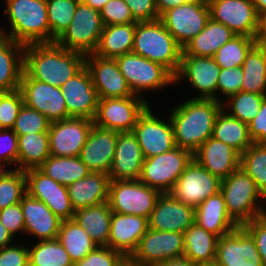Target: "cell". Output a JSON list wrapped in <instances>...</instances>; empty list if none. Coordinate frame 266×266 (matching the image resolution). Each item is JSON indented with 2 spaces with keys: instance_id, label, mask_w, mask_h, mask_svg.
Masks as SVG:
<instances>
[{
  "instance_id": "a7ac6f4b",
  "label": "cell",
  "mask_w": 266,
  "mask_h": 266,
  "mask_svg": "<svg viewBox=\"0 0 266 266\" xmlns=\"http://www.w3.org/2000/svg\"><path fill=\"white\" fill-rule=\"evenodd\" d=\"M3 167H6V165L0 161V180L12 171V169L6 170V168L3 169Z\"/></svg>"
},
{
  "instance_id": "7dc6e473",
  "label": "cell",
  "mask_w": 266,
  "mask_h": 266,
  "mask_svg": "<svg viewBox=\"0 0 266 266\" xmlns=\"http://www.w3.org/2000/svg\"><path fill=\"white\" fill-rule=\"evenodd\" d=\"M50 123L43 114L23 104L12 130L17 135L48 132Z\"/></svg>"
},
{
  "instance_id": "bcb514c9",
  "label": "cell",
  "mask_w": 266,
  "mask_h": 266,
  "mask_svg": "<svg viewBox=\"0 0 266 266\" xmlns=\"http://www.w3.org/2000/svg\"><path fill=\"white\" fill-rule=\"evenodd\" d=\"M27 193L24 171L12 169L0 180V210L21 202Z\"/></svg>"
},
{
  "instance_id": "e7e4bbea",
  "label": "cell",
  "mask_w": 266,
  "mask_h": 266,
  "mask_svg": "<svg viewBox=\"0 0 266 266\" xmlns=\"http://www.w3.org/2000/svg\"><path fill=\"white\" fill-rule=\"evenodd\" d=\"M86 5L92 7L95 10L101 11L104 7V5L109 0H82Z\"/></svg>"
},
{
  "instance_id": "6da1fadb",
  "label": "cell",
  "mask_w": 266,
  "mask_h": 266,
  "mask_svg": "<svg viewBox=\"0 0 266 266\" xmlns=\"http://www.w3.org/2000/svg\"><path fill=\"white\" fill-rule=\"evenodd\" d=\"M85 57L56 42L29 44L24 50V71L32 79L61 87L85 66Z\"/></svg>"
},
{
  "instance_id": "2644e50d",
  "label": "cell",
  "mask_w": 266,
  "mask_h": 266,
  "mask_svg": "<svg viewBox=\"0 0 266 266\" xmlns=\"http://www.w3.org/2000/svg\"><path fill=\"white\" fill-rule=\"evenodd\" d=\"M196 266H218V265L215 262H213V263L196 264Z\"/></svg>"
},
{
  "instance_id": "6f0895ef",
  "label": "cell",
  "mask_w": 266,
  "mask_h": 266,
  "mask_svg": "<svg viewBox=\"0 0 266 266\" xmlns=\"http://www.w3.org/2000/svg\"><path fill=\"white\" fill-rule=\"evenodd\" d=\"M0 266H29L28 247L11 244L0 248Z\"/></svg>"
},
{
  "instance_id": "9c48e42d",
  "label": "cell",
  "mask_w": 266,
  "mask_h": 266,
  "mask_svg": "<svg viewBox=\"0 0 266 266\" xmlns=\"http://www.w3.org/2000/svg\"><path fill=\"white\" fill-rule=\"evenodd\" d=\"M160 195L139 180L110 181L108 204L112 212L149 219Z\"/></svg>"
},
{
  "instance_id": "11a10c76",
  "label": "cell",
  "mask_w": 266,
  "mask_h": 266,
  "mask_svg": "<svg viewBox=\"0 0 266 266\" xmlns=\"http://www.w3.org/2000/svg\"><path fill=\"white\" fill-rule=\"evenodd\" d=\"M124 2L129 6L136 22L160 19L155 0H124Z\"/></svg>"
},
{
  "instance_id": "f5cc1de1",
  "label": "cell",
  "mask_w": 266,
  "mask_h": 266,
  "mask_svg": "<svg viewBox=\"0 0 266 266\" xmlns=\"http://www.w3.org/2000/svg\"><path fill=\"white\" fill-rule=\"evenodd\" d=\"M18 136L12 129L0 130V161L17 165Z\"/></svg>"
},
{
  "instance_id": "f546056e",
  "label": "cell",
  "mask_w": 266,
  "mask_h": 266,
  "mask_svg": "<svg viewBox=\"0 0 266 266\" xmlns=\"http://www.w3.org/2000/svg\"><path fill=\"white\" fill-rule=\"evenodd\" d=\"M195 223L218 237L229 234L239 227L227 213L221 191L208 197L195 208Z\"/></svg>"
},
{
  "instance_id": "9a60e30c",
  "label": "cell",
  "mask_w": 266,
  "mask_h": 266,
  "mask_svg": "<svg viewBox=\"0 0 266 266\" xmlns=\"http://www.w3.org/2000/svg\"><path fill=\"white\" fill-rule=\"evenodd\" d=\"M20 91L24 104L43 114L50 122L67 119V108L61 88L32 79L23 71Z\"/></svg>"
},
{
  "instance_id": "94428289",
  "label": "cell",
  "mask_w": 266,
  "mask_h": 266,
  "mask_svg": "<svg viewBox=\"0 0 266 266\" xmlns=\"http://www.w3.org/2000/svg\"><path fill=\"white\" fill-rule=\"evenodd\" d=\"M189 0H155L156 8L159 16H161L165 11L185 4Z\"/></svg>"
},
{
  "instance_id": "9f6ffc18",
  "label": "cell",
  "mask_w": 266,
  "mask_h": 266,
  "mask_svg": "<svg viewBox=\"0 0 266 266\" xmlns=\"http://www.w3.org/2000/svg\"><path fill=\"white\" fill-rule=\"evenodd\" d=\"M242 227L254 239L263 264L266 266V219L264 217L253 219Z\"/></svg>"
},
{
  "instance_id": "2e32d148",
  "label": "cell",
  "mask_w": 266,
  "mask_h": 266,
  "mask_svg": "<svg viewBox=\"0 0 266 266\" xmlns=\"http://www.w3.org/2000/svg\"><path fill=\"white\" fill-rule=\"evenodd\" d=\"M27 193L44 202L62 221L74 217L67 186L61 185L44 174L39 168L24 171Z\"/></svg>"
},
{
  "instance_id": "7a4b0ae2",
  "label": "cell",
  "mask_w": 266,
  "mask_h": 266,
  "mask_svg": "<svg viewBox=\"0 0 266 266\" xmlns=\"http://www.w3.org/2000/svg\"><path fill=\"white\" fill-rule=\"evenodd\" d=\"M223 103L215 99L189 98L172 109L170 120L177 147L192 154L212 137L216 118Z\"/></svg>"
},
{
  "instance_id": "816d5d0a",
  "label": "cell",
  "mask_w": 266,
  "mask_h": 266,
  "mask_svg": "<svg viewBox=\"0 0 266 266\" xmlns=\"http://www.w3.org/2000/svg\"><path fill=\"white\" fill-rule=\"evenodd\" d=\"M243 71L242 67L221 69L218 82L217 92L228 98L240 91H242Z\"/></svg>"
},
{
  "instance_id": "5b68a950",
  "label": "cell",
  "mask_w": 266,
  "mask_h": 266,
  "mask_svg": "<svg viewBox=\"0 0 266 266\" xmlns=\"http://www.w3.org/2000/svg\"><path fill=\"white\" fill-rule=\"evenodd\" d=\"M220 191L227 213L238 226L262 217L265 207L258 201L262 198L265 200V197L258 190L254 180L241 167L221 180Z\"/></svg>"
},
{
  "instance_id": "6125c7cd",
  "label": "cell",
  "mask_w": 266,
  "mask_h": 266,
  "mask_svg": "<svg viewBox=\"0 0 266 266\" xmlns=\"http://www.w3.org/2000/svg\"><path fill=\"white\" fill-rule=\"evenodd\" d=\"M156 266H196L194 262L186 258L184 255L165 260Z\"/></svg>"
},
{
  "instance_id": "5bb4252c",
  "label": "cell",
  "mask_w": 266,
  "mask_h": 266,
  "mask_svg": "<svg viewBox=\"0 0 266 266\" xmlns=\"http://www.w3.org/2000/svg\"><path fill=\"white\" fill-rule=\"evenodd\" d=\"M133 133L137 137L144 159L177 147L170 117L167 122L159 119L151 112L150 106L138 117Z\"/></svg>"
},
{
  "instance_id": "74e56055",
  "label": "cell",
  "mask_w": 266,
  "mask_h": 266,
  "mask_svg": "<svg viewBox=\"0 0 266 266\" xmlns=\"http://www.w3.org/2000/svg\"><path fill=\"white\" fill-rule=\"evenodd\" d=\"M39 169L64 186L73 184L91 173L88 166L79 156L61 157L50 155Z\"/></svg>"
},
{
  "instance_id": "d6986e66",
  "label": "cell",
  "mask_w": 266,
  "mask_h": 266,
  "mask_svg": "<svg viewBox=\"0 0 266 266\" xmlns=\"http://www.w3.org/2000/svg\"><path fill=\"white\" fill-rule=\"evenodd\" d=\"M214 262L218 266H264L254 239L242 226L218 238Z\"/></svg>"
},
{
  "instance_id": "ac0fdd59",
  "label": "cell",
  "mask_w": 266,
  "mask_h": 266,
  "mask_svg": "<svg viewBox=\"0 0 266 266\" xmlns=\"http://www.w3.org/2000/svg\"><path fill=\"white\" fill-rule=\"evenodd\" d=\"M220 71L221 68L213 57L187 55L182 50L180 69L174 76L175 83H179L185 77L184 79L201 94L194 98L215 99L223 103L216 94Z\"/></svg>"
},
{
  "instance_id": "44dd1931",
  "label": "cell",
  "mask_w": 266,
  "mask_h": 266,
  "mask_svg": "<svg viewBox=\"0 0 266 266\" xmlns=\"http://www.w3.org/2000/svg\"><path fill=\"white\" fill-rule=\"evenodd\" d=\"M210 18L234 34L255 37L258 13L252 0H217L209 6Z\"/></svg>"
},
{
  "instance_id": "836d02e7",
  "label": "cell",
  "mask_w": 266,
  "mask_h": 266,
  "mask_svg": "<svg viewBox=\"0 0 266 266\" xmlns=\"http://www.w3.org/2000/svg\"><path fill=\"white\" fill-rule=\"evenodd\" d=\"M112 210L108 202L74 212L73 219L85 229L97 246H108Z\"/></svg>"
},
{
  "instance_id": "3957f363",
  "label": "cell",
  "mask_w": 266,
  "mask_h": 266,
  "mask_svg": "<svg viewBox=\"0 0 266 266\" xmlns=\"http://www.w3.org/2000/svg\"><path fill=\"white\" fill-rule=\"evenodd\" d=\"M10 33L0 27V35L24 46L50 43L46 0H5Z\"/></svg>"
},
{
  "instance_id": "91938a15",
  "label": "cell",
  "mask_w": 266,
  "mask_h": 266,
  "mask_svg": "<svg viewBox=\"0 0 266 266\" xmlns=\"http://www.w3.org/2000/svg\"><path fill=\"white\" fill-rule=\"evenodd\" d=\"M254 38L256 44L266 46V11L258 13V28Z\"/></svg>"
},
{
  "instance_id": "ba28073f",
  "label": "cell",
  "mask_w": 266,
  "mask_h": 266,
  "mask_svg": "<svg viewBox=\"0 0 266 266\" xmlns=\"http://www.w3.org/2000/svg\"><path fill=\"white\" fill-rule=\"evenodd\" d=\"M192 159L193 154L180 147L146 158L143 161L139 181L161 194L169 193Z\"/></svg>"
},
{
  "instance_id": "4316f807",
  "label": "cell",
  "mask_w": 266,
  "mask_h": 266,
  "mask_svg": "<svg viewBox=\"0 0 266 266\" xmlns=\"http://www.w3.org/2000/svg\"><path fill=\"white\" fill-rule=\"evenodd\" d=\"M193 159L221 180L240 167V154L224 142L210 137L194 153Z\"/></svg>"
},
{
  "instance_id": "7402d4cb",
  "label": "cell",
  "mask_w": 266,
  "mask_h": 266,
  "mask_svg": "<svg viewBox=\"0 0 266 266\" xmlns=\"http://www.w3.org/2000/svg\"><path fill=\"white\" fill-rule=\"evenodd\" d=\"M85 66L90 72L99 99L134 95L121 74L116 59L102 58L91 53L85 57Z\"/></svg>"
},
{
  "instance_id": "7c38bea8",
  "label": "cell",
  "mask_w": 266,
  "mask_h": 266,
  "mask_svg": "<svg viewBox=\"0 0 266 266\" xmlns=\"http://www.w3.org/2000/svg\"><path fill=\"white\" fill-rule=\"evenodd\" d=\"M209 19V6L197 0H189L160 16L166 29L182 48L205 28Z\"/></svg>"
},
{
  "instance_id": "b9f144b4",
  "label": "cell",
  "mask_w": 266,
  "mask_h": 266,
  "mask_svg": "<svg viewBox=\"0 0 266 266\" xmlns=\"http://www.w3.org/2000/svg\"><path fill=\"white\" fill-rule=\"evenodd\" d=\"M255 44L254 37L236 35L217 50L213 59L221 69L242 67L247 53Z\"/></svg>"
},
{
  "instance_id": "7bdbcfd3",
  "label": "cell",
  "mask_w": 266,
  "mask_h": 266,
  "mask_svg": "<svg viewBox=\"0 0 266 266\" xmlns=\"http://www.w3.org/2000/svg\"><path fill=\"white\" fill-rule=\"evenodd\" d=\"M240 167L266 197V143H253L240 155Z\"/></svg>"
},
{
  "instance_id": "8fae6325",
  "label": "cell",
  "mask_w": 266,
  "mask_h": 266,
  "mask_svg": "<svg viewBox=\"0 0 266 266\" xmlns=\"http://www.w3.org/2000/svg\"><path fill=\"white\" fill-rule=\"evenodd\" d=\"M220 189L221 179L192 159L169 194L174 199L195 209L205 199L217 194Z\"/></svg>"
},
{
  "instance_id": "60d3db41",
  "label": "cell",
  "mask_w": 266,
  "mask_h": 266,
  "mask_svg": "<svg viewBox=\"0 0 266 266\" xmlns=\"http://www.w3.org/2000/svg\"><path fill=\"white\" fill-rule=\"evenodd\" d=\"M29 247V266H74L58 239L39 241Z\"/></svg>"
},
{
  "instance_id": "484cf974",
  "label": "cell",
  "mask_w": 266,
  "mask_h": 266,
  "mask_svg": "<svg viewBox=\"0 0 266 266\" xmlns=\"http://www.w3.org/2000/svg\"><path fill=\"white\" fill-rule=\"evenodd\" d=\"M144 157L133 132H118L110 181L139 180Z\"/></svg>"
},
{
  "instance_id": "1f68e13d",
  "label": "cell",
  "mask_w": 266,
  "mask_h": 266,
  "mask_svg": "<svg viewBox=\"0 0 266 266\" xmlns=\"http://www.w3.org/2000/svg\"><path fill=\"white\" fill-rule=\"evenodd\" d=\"M234 36L236 34L227 26L210 18L205 28L185 45L183 51L187 55L213 57L217 50Z\"/></svg>"
},
{
  "instance_id": "681fc988",
  "label": "cell",
  "mask_w": 266,
  "mask_h": 266,
  "mask_svg": "<svg viewBox=\"0 0 266 266\" xmlns=\"http://www.w3.org/2000/svg\"><path fill=\"white\" fill-rule=\"evenodd\" d=\"M104 26L136 23L124 0H109L100 11Z\"/></svg>"
},
{
  "instance_id": "277c9868",
  "label": "cell",
  "mask_w": 266,
  "mask_h": 266,
  "mask_svg": "<svg viewBox=\"0 0 266 266\" xmlns=\"http://www.w3.org/2000/svg\"><path fill=\"white\" fill-rule=\"evenodd\" d=\"M182 50L160 19L136 22L133 53L162 64L175 76L180 69Z\"/></svg>"
},
{
  "instance_id": "8992f818",
  "label": "cell",
  "mask_w": 266,
  "mask_h": 266,
  "mask_svg": "<svg viewBox=\"0 0 266 266\" xmlns=\"http://www.w3.org/2000/svg\"><path fill=\"white\" fill-rule=\"evenodd\" d=\"M103 29L100 11L80 0L69 27L55 42L67 50L91 54L98 47Z\"/></svg>"
},
{
  "instance_id": "cb8c5ba5",
  "label": "cell",
  "mask_w": 266,
  "mask_h": 266,
  "mask_svg": "<svg viewBox=\"0 0 266 266\" xmlns=\"http://www.w3.org/2000/svg\"><path fill=\"white\" fill-rule=\"evenodd\" d=\"M118 132L93 124L79 158L91 172L108 174L113 163Z\"/></svg>"
},
{
  "instance_id": "603a6c76",
  "label": "cell",
  "mask_w": 266,
  "mask_h": 266,
  "mask_svg": "<svg viewBox=\"0 0 266 266\" xmlns=\"http://www.w3.org/2000/svg\"><path fill=\"white\" fill-rule=\"evenodd\" d=\"M194 222L195 209L174 199L169 193L158 197L148 219L151 229L180 233H184Z\"/></svg>"
},
{
  "instance_id": "8d00e7d4",
  "label": "cell",
  "mask_w": 266,
  "mask_h": 266,
  "mask_svg": "<svg viewBox=\"0 0 266 266\" xmlns=\"http://www.w3.org/2000/svg\"><path fill=\"white\" fill-rule=\"evenodd\" d=\"M225 110L227 106L223 105V109L216 118L212 137L231 146L241 155L253 144L248 125L230 116Z\"/></svg>"
},
{
  "instance_id": "30bf717a",
  "label": "cell",
  "mask_w": 266,
  "mask_h": 266,
  "mask_svg": "<svg viewBox=\"0 0 266 266\" xmlns=\"http://www.w3.org/2000/svg\"><path fill=\"white\" fill-rule=\"evenodd\" d=\"M148 106L143 95L99 99L93 123L117 132H133L138 117Z\"/></svg>"
},
{
  "instance_id": "003e7915",
  "label": "cell",
  "mask_w": 266,
  "mask_h": 266,
  "mask_svg": "<svg viewBox=\"0 0 266 266\" xmlns=\"http://www.w3.org/2000/svg\"><path fill=\"white\" fill-rule=\"evenodd\" d=\"M255 5L257 13L266 11V0H252Z\"/></svg>"
},
{
  "instance_id": "e575fe53",
  "label": "cell",
  "mask_w": 266,
  "mask_h": 266,
  "mask_svg": "<svg viewBox=\"0 0 266 266\" xmlns=\"http://www.w3.org/2000/svg\"><path fill=\"white\" fill-rule=\"evenodd\" d=\"M218 236L193 223L184 232V256L195 264L213 263Z\"/></svg>"
},
{
  "instance_id": "8c879c8a",
  "label": "cell",
  "mask_w": 266,
  "mask_h": 266,
  "mask_svg": "<svg viewBox=\"0 0 266 266\" xmlns=\"http://www.w3.org/2000/svg\"><path fill=\"white\" fill-rule=\"evenodd\" d=\"M265 201H266V197H265ZM262 217H264V218L266 219V208H264V210H263V215H262Z\"/></svg>"
},
{
  "instance_id": "f1b7e54d",
  "label": "cell",
  "mask_w": 266,
  "mask_h": 266,
  "mask_svg": "<svg viewBox=\"0 0 266 266\" xmlns=\"http://www.w3.org/2000/svg\"><path fill=\"white\" fill-rule=\"evenodd\" d=\"M110 178L108 174L91 172L67 186L74 211L108 202Z\"/></svg>"
},
{
  "instance_id": "be15d7a7",
  "label": "cell",
  "mask_w": 266,
  "mask_h": 266,
  "mask_svg": "<svg viewBox=\"0 0 266 266\" xmlns=\"http://www.w3.org/2000/svg\"><path fill=\"white\" fill-rule=\"evenodd\" d=\"M13 239L11 233L0 222V248L11 245Z\"/></svg>"
},
{
  "instance_id": "f6af8a7d",
  "label": "cell",
  "mask_w": 266,
  "mask_h": 266,
  "mask_svg": "<svg viewBox=\"0 0 266 266\" xmlns=\"http://www.w3.org/2000/svg\"><path fill=\"white\" fill-rule=\"evenodd\" d=\"M265 95L240 91L223 102L229 105L226 112L247 125L256 117ZM230 112V113H229Z\"/></svg>"
},
{
  "instance_id": "89a4df30",
  "label": "cell",
  "mask_w": 266,
  "mask_h": 266,
  "mask_svg": "<svg viewBox=\"0 0 266 266\" xmlns=\"http://www.w3.org/2000/svg\"><path fill=\"white\" fill-rule=\"evenodd\" d=\"M199 3L210 6L212 3L216 2L217 0H197Z\"/></svg>"
},
{
  "instance_id": "83f0119b",
  "label": "cell",
  "mask_w": 266,
  "mask_h": 266,
  "mask_svg": "<svg viewBox=\"0 0 266 266\" xmlns=\"http://www.w3.org/2000/svg\"><path fill=\"white\" fill-rule=\"evenodd\" d=\"M25 233L36 236L39 241L58 238L62 222L47 205L26 193L21 202Z\"/></svg>"
},
{
  "instance_id": "4dcf8cb0",
  "label": "cell",
  "mask_w": 266,
  "mask_h": 266,
  "mask_svg": "<svg viewBox=\"0 0 266 266\" xmlns=\"http://www.w3.org/2000/svg\"><path fill=\"white\" fill-rule=\"evenodd\" d=\"M25 46L0 35V92L20 88Z\"/></svg>"
},
{
  "instance_id": "db71d44e",
  "label": "cell",
  "mask_w": 266,
  "mask_h": 266,
  "mask_svg": "<svg viewBox=\"0 0 266 266\" xmlns=\"http://www.w3.org/2000/svg\"><path fill=\"white\" fill-rule=\"evenodd\" d=\"M0 222L13 237L19 231L25 233L24 217L20 203L1 209Z\"/></svg>"
},
{
  "instance_id": "d6a6232c",
  "label": "cell",
  "mask_w": 266,
  "mask_h": 266,
  "mask_svg": "<svg viewBox=\"0 0 266 266\" xmlns=\"http://www.w3.org/2000/svg\"><path fill=\"white\" fill-rule=\"evenodd\" d=\"M136 23L106 25L101 34L95 55L115 59L132 52Z\"/></svg>"
},
{
  "instance_id": "f35d334b",
  "label": "cell",
  "mask_w": 266,
  "mask_h": 266,
  "mask_svg": "<svg viewBox=\"0 0 266 266\" xmlns=\"http://www.w3.org/2000/svg\"><path fill=\"white\" fill-rule=\"evenodd\" d=\"M242 91L266 95V46L255 44L242 64Z\"/></svg>"
},
{
  "instance_id": "4fadbf2b",
  "label": "cell",
  "mask_w": 266,
  "mask_h": 266,
  "mask_svg": "<svg viewBox=\"0 0 266 266\" xmlns=\"http://www.w3.org/2000/svg\"><path fill=\"white\" fill-rule=\"evenodd\" d=\"M183 254L184 233L149 228L131 257L138 266H156Z\"/></svg>"
},
{
  "instance_id": "e0dca14e",
  "label": "cell",
  "mask_w": 266,
  "mask_h": 266,
  "mask_svg": "<svg viewBox=\"0 0 266 266\" xmlns=\"http://www.w3.org/2000/svg\"><path fill=\"white\" fill-rule=\"evenodd\" d=\"M93 124V120L76 117L51 122L48 130L51 155L79 156Z\"/></svg>"
},
{
  "instance_id": "d590c367",
  "label": "cell",
  "mask_w": 266,
  "mask_h": 266,
  "mask_svg": "<svg viewBox=\"0 0 266 266\" xmlns=\"http://www.w3.org/2000/svg\"><path fill=\"white\" fill-rule=\"evenodd\" d=\"M17 136L18 165L14 169L26 171L39 168L51 155L48 132L29 133Z\"/></svg>"
},
{
  "instance_id": "ab89813d",
  "label": "cell",
  "mask_w": 266,
  "mask_h": 266,
  "mask_svg": "<svg viewBox=\"0 0 266 266\" xmlns=\"http://www.w3.org/2000/svg\"><path fill=\"white\" fill-rule=\"evenodd\" d=\"M74 264L81 261L97 245L89 234L74 219L63 220L57 238Z\"/></svg>"
},
{
  "instance_id": "52a82bcc",
  "label": "cell",
  "mask_w": 266,
  "mask_h": 266,
  "mask_svg": "<svg viewBox=\"0 0 266 266\" xmlns=\"http://www.w3.org/2000/svg\"><path fill=\"white\" fill-rule=\"evenodd\" d=\"M116 59L119 70L133 94L158 90L175 83L174 75L162 64L130 52Z\"/></svg>"
},
{
  "instance_id": "03108f58",
  "label": "cell",
  "mask_w": 266,
  "mask_h": 266,
  "mask_svg": "<svg viewBox=\"0 0 266 266\" xmlns=\"http://www.w3.org/2000/svg\"><path fill=\"white\" fill-rule=\"evenodd\" d=\"M115 266H138L131 256H123Z\"/></svg>"
},
{
  "instance_id": "680465c9",
  "label": "cell",
  "mask_w": 266,
  "mask_h": 266,
  "mask_svg": "<svg viewBox=\"0 0 266 266\" xmlns=\"http://www.w3.org/2000/svg\"><path fill=\"white\" fill-rule=\"evenodd\" d=\"M249 135L253 143H266V95L256 117L248 124Z\"/></svg>"
},
{
  "instance_id": "ee69618b",
  "label": "cell",
  "mask_w": 266,
  "mask_h": 266,
  "mask_svg": "<svg viewBox=\"0 0 266 266\" xmlns=\"http://www.w3.org/2000/svg\"><path fill=\"white\" fill-rule=\"evenodd\" d=\"M80 0H46L47 17L50 27V42L67 29L73 20L77 4Z\"/></svg>"
},
{
  "instance_id": "ffe728a7",
  "label": "cell",
  "mask_w": 266,
  "mask_h": 266,
  "mask_svg": "<svg viewBox=\"0 0 266 266\" xmlns=\"http://www.w3.org/2000/svg\"><path fill=\"white\" fill-rule=\"evenodd\" d=\"M60 88L65 98L67 118H95L99 98L86 66Z\"/></svg>"
},
{
  "instance_id": "d4e9b609",
  "label": "cell",
  "mask_w": 266,
  "mask_h": 266,
  "mask_svg": "<svg viewBox=\"0 0 266 266\" xmlns=\"http://www.w3.org/2000/svg\"><path fill=\"white\" fill-rule=\"evenodd\" d=\"M148 229L145 217L112 212L108 247L123 256H132Z\"/></svg>"
},
{
  "instance_id": "c3c4849f",
  "label": "cell",
  "mask_w": 266,
  "mask_h": 266,
  "mask_svg": "<svg viewBox=\"0 0 266 266\" xmlns=\"http://www.w3.org/2000/svg\"><path fill=\"white\" fill-rule=\"evenodd\" d=\"M23 104L24 100L20 89L10 92H0L1 129L13 128Z\"/></svg>"
},
{
  "instance_id": "f907efd6",
  "label": "cell",
  "mask_w": 266,
  "mask_h": 266,
  "mask_svg": "<svg viewBox=\"0 0 266 266\" xmlns=\"http://www.w3.org/2000/svg\"><path fill=\"white\" fill-rule=\"evenodd\" d=\"M123 255L108 246H97L74 266H115Z\"/></svg>"
}]
</instances>
